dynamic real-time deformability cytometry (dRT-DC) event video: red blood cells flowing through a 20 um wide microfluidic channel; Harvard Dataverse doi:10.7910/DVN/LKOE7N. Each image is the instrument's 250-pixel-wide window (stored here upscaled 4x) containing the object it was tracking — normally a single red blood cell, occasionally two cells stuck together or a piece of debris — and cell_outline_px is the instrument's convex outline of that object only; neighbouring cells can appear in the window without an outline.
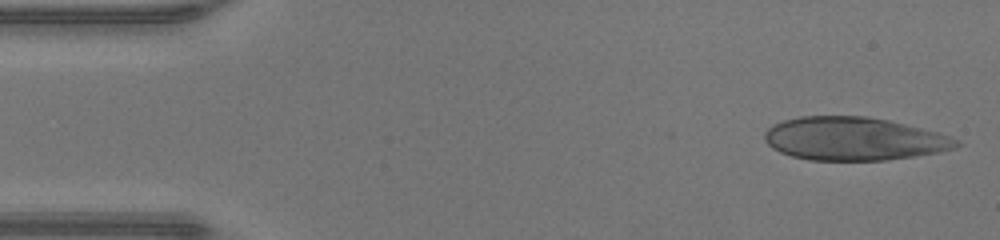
{"species": "human", "species_latin": "Homo sapiens", "temperature_condition": "warm", "stored_images_in_passage": 45, "camera_frame_rate_fps": 3000, "um_per_image_px": 0.085, "donor": {"sex": "male"}, "frame": {"image": 1, "passage_image": 1, "time_ms": 0.0, "image_size_px": [1000, 240], "cell_outline_px": [[960, 144], [956, 148], [940, 152], [884, 160], [808, 160], [792, 156], [780, 152], [772, 148], [768, 144], [764, 136], [764, 132], [768, 128], [784, 120], [800, 116], [868, 116], [888, 120], [940, 132], [960, 140]], "centroid_in_image_um": [72.61, 11.79], "position_along_channel_um": 12.4, "area_um2": 48.32}}
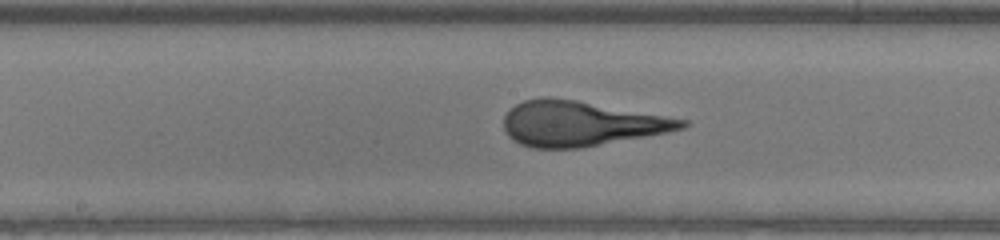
{"frame": {"image": 2, "passage_image": 22, "time_ms": 7.0, "image_size_px": [1000, 240], "cell_outline_px": [[688, 124], [684, 128], [668, 132], [576, 148], [532, 148], [520, 144], [512, 140], [508, 136], [504, 128], [504, 116], [516, 104], [524, 100], [544, 96], [548, 96], [576, 100], [688, 120]], "centroid_in_image_um": [49.31, 10.5], "position_along_channel_um": 198.9, "area_um2": 46.24}}
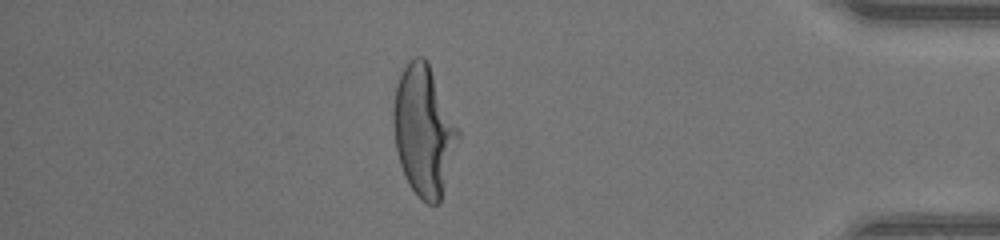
{"frame": {"image": 3, "passage_image": 39, "time_ms": 12.667, "image_size_px": [1000, 240], "cell_outline_px": [[460, 136], [440, 204], [428, 204], [420, 200], [408, 184], [400, 164], [396, 148], [392, 124], [392, 108], [396, 84], [408, 60], [416, 56], [424, 56], [428, 60], [460, 128]], "centroid_in_image_um": [36.03, 11.09], "position_along_channel_um": 399.2, "area_um2": 50.05}}